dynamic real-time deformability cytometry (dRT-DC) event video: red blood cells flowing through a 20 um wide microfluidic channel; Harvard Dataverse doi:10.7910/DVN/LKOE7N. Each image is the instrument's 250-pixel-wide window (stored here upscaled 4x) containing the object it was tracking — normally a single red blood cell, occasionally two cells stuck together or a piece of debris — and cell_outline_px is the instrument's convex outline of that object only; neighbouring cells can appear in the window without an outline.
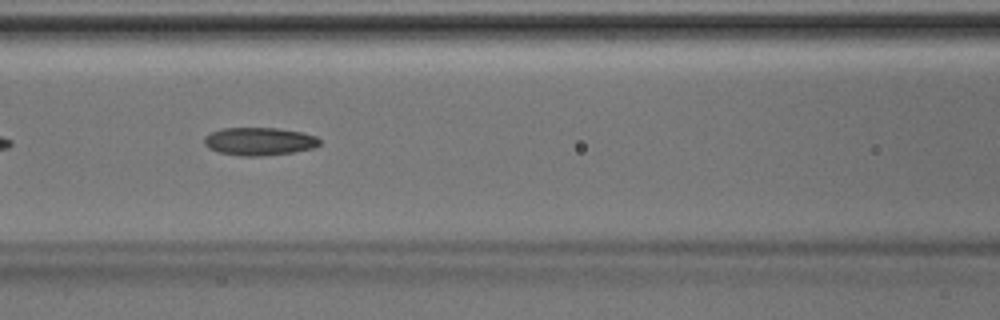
{"species": "Egyptian fruit bat (a non-hibernating species)", "species_latin": "Rousettus aegyptiacus", "temperature_condition": "room temperature", "stored_images_in_passage": 46, "camera_frame_rate_fps": 3000, "um_per_image_px": 0.085, "animal": {"sex": "male"}, "frame": {"image": 1, "passage_image": 20, "time_ms": 6.333, "image_size_px": [1000, 320], "cell_outline_px": [[320, 144], [312, 148], [292, 152], [260, 156], [240, 156], [220, 152], [208, 148], [204, 144], [204, 136], [220, 128], [276, 128], [300, 132], [316, 136], [320, 140]], "centroid_in_image_um": [22.0, 12.01], "position_along_channel_um": 144.6, "area_um2": 18.67}}